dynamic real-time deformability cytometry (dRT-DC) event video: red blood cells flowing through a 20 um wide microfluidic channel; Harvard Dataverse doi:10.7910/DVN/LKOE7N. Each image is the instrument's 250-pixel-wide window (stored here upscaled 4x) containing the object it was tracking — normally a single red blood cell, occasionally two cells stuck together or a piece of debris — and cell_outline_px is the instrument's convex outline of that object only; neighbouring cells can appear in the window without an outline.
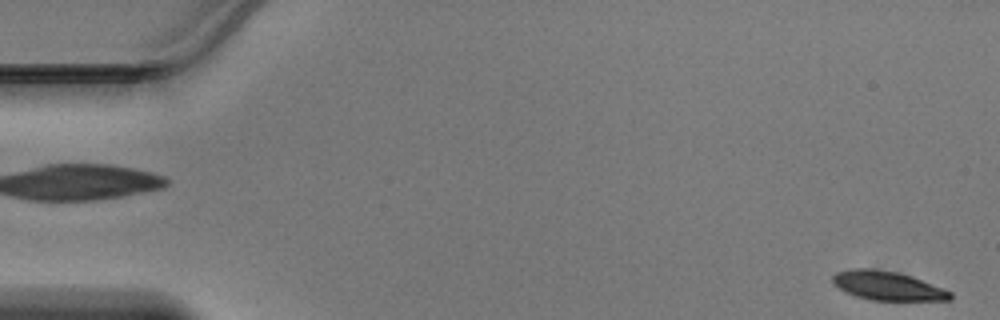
{"species": "Egyptian fruit bat (a non-hibernating species)", "species_latin": "Rousettus aegyptiacus", "temperature_condition": "warm", "stored_images_in_passage": 47, "camera_frame_rate_fps": 3000, "um_per_image_px": 0.085, "animal": {"sex": "male"}, "frame": {"image": 1, "passage_image": 1, "time_ms": 0.0, "image_size_px": [1000, 320], "cell_outline_px": [[952, 296], [948, 300], [872, 300], [856, 296], [840, 288], [832, 280], [832, 276], [836, 272], [852, 268], [872, 268], [896, 272], [912, 276], [952, 292]], "centroid_in_image_um": [75.44, 24.28], "position_along_channel_um": 9.6, "area_um2": 19.54}}
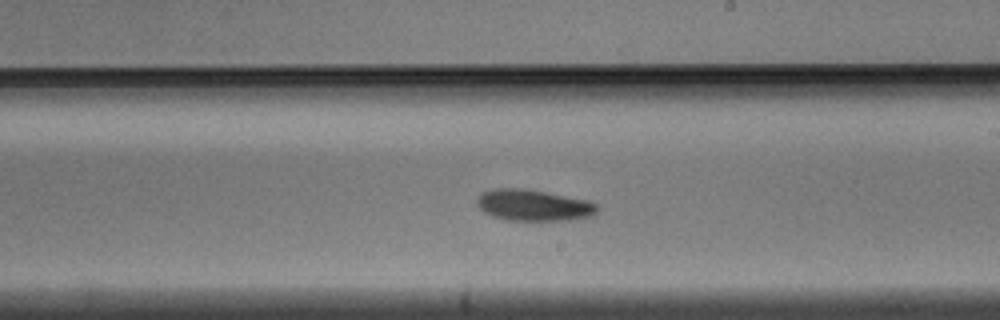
{"frame": {"image": 2, "passage_image": 27, "time_ms": 8.667, "image_size_px": [1000, 320], "cell_outline_px": [[600, 208], [592, 216], [568, 220], [504, 220], [492, 216], [484, 212], [476, 204], [476, 196], [484, 192], [496, 188], [524, 188], [588, 200], [600, 204]], "centroid_in_image_um": [45.36, 17.44], "position_along_channel_um": 243.6, "area_um2": 22.14}}
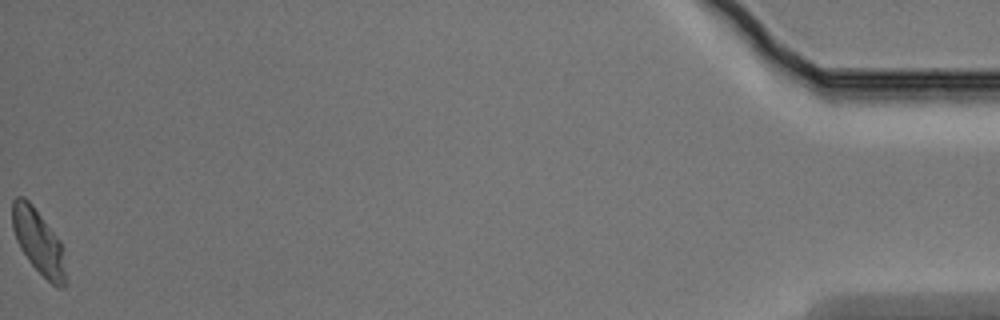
{"frame": {"image": 3, "passage_image": 47, "time_ms": 15.333, "image_size_px": [1000, 320], "cell_outline_px": [[68, 284], [64, 288], [56, 288], [28, 260], [20, 248], [16, 240], [12, 228], [12, 200], [16, 196], [24, 196], [32, 204], [60, 240], [68, 280]], "centroid_in_image_um": [3.28, 20.57], "position_along_channel_um": 431.9, "area_um2": 20.29}}